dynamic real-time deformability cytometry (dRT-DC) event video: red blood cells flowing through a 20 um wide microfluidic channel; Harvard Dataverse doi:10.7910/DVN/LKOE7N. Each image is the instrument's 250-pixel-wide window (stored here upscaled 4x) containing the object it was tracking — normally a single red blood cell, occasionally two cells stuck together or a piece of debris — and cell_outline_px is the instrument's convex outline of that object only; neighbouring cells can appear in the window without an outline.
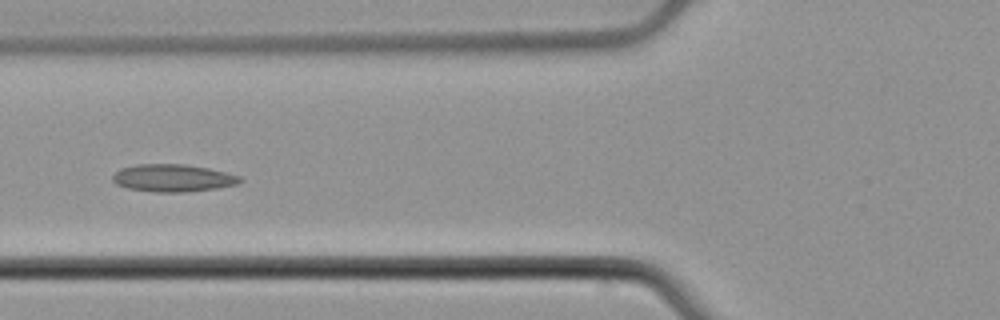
{"species": "common noctule bat (a hibernating species)", "species_latin": "Nyctalus noctula", "temperature_condition": "cold", "stored_images_in_passage": 4, "camera_frame_rate_fps": 3000, "um_per_image_px": 0.085, "animal": {"sex": "male", "body_mass_g": 21.5, "forearm_length_mm": 52.0}, "frame": {"image": 1, "passage_image": 4, "time_ms": 1.0, "image_size_px": [1000, 320], "cell_outline_px": [[244, 180], [236, 184], [216, 188], [188, 192], [156, 192], [128, 188], [116, 184], [112, 180], [112, 176], [120, 168], [136, 164], [184, 164], [208, 168], [240, 176]], "centroid_in_image_um": [14.68, 15.13], "position_along_channel_um": 111.1, "area_um2": 20.35}}